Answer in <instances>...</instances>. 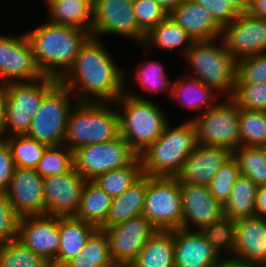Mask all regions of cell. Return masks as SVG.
I'll list each match as a JSON object with an SVG mask.
<instances>
[{"label":"cell","instance_id":"cell-56","mask_svg":"<svg viewBox=\"0 0 266 267\" xmlns=\"http://www.w3.org/2000/svg\"><path fill=\"white\" fill-rule=\"evenodd\" d=\"M210 267H218V264H214V265H212V266H210Z\"/></svg>","mask_w":266,"mask_h":267},{"label":"cell","instance_id":"cell-10","mask_svg":"<svg viewBox=\"0 0 266 267\" xmlns=\"http://www.w3.org/2000/svg\"><path fill=\"white\" fill-rule=\"evenodd\" d=\"M138 155L120 135L100 144L80 147L73 151V167L87 181H94L105 172L130 165Z\"/></svg>","mask_w":266,"mask_h":267},{"label":"cell","instance_id":"cell-50","mask_svg":"<svg viewBox=\"0 0 266 267\" xmlns=\"http://www.w3.org/2000/svg\"><path fill=\"white\" fill-rule=\"evenodd\" d=\"M157 4H159L167 13L168 15L178 7L183 0H153Z\"/></svg>","mask_w":266,"mask_h":267},{"label":"cell","instance_id":"cell-21","mask_svg":"<svg viewBox=\"0 0 266 267\" xmlns=\"http://www.w3.org/2000/svg\"><path fill=\"white\" fill-rule=\"evenodd\" d=\"M5 194L21 217L45 215L43 178L35 169L16 167Z\"/></svg>","mask_w":266,"mask_h":267},{"label":"cell","instance_id":"cell-6","mask_svg":"<svg viewBox=\"0 0 266 267\" xmlns=\"http://www.w3.org/2000/svg\"><path fill=\"white\" fill-rule=\"evenodd\" d=\"M212 41H197L188 49L185 56L194 68V77L217 92L233 97L237 79V61L226 50L222 40L221 46L212 45Z\"/></svg>","mask_w":266,"mask_h":267},{"label":"cell","instance_id":"cell-9","mask_svg":"<svg viewBox=\"0 0 266 267\" xmlns=\"http://www.w3.org/2000/svg\"><path fill=\"white\" fill-rule=\"evenodd\" d=\"M40 84L31 82H13L7 84L8 100L6 116L1 128L2 135L9 127L10 137L26 135L32 119L40 108L43 97L59 82V80L44 76ZM30 83V84H29Z\"/></svg>","mask_w":266,"mask_h":267},{"label":"cell","instance_id":"cell-18","mask_svg":"<svg viewBox=\"0 0 266 267\" xmlns=\"http://www.w3.org/2000/svg\"><path fill=\"white\" fill-rule=\"evenodd\" d=\"M226 50L238 62L241 59L266 52V19L247 12L222 28ZM241 56V57H239Z\"/></svg>","mask_w":266,"mask_h":267},{"label":"cell","instance_id":"cell-3","mask_svg":"<svg viewBox=\"0 0 266 267\" xmlns=\"http://www.w3.org/2000/svg\"><path fill=\"white\" fill-rule=\"evenodd\" d=\"M166 124L161 136L139 155L143 175L176 177L187 157L198 144L192 120L170 129Z\"/></svg>","mask_w":266,"mask_h":267},{"label":"cell","instance_id":"cell-51","mask_svg":"<svg viewBox=\"0 0 266 267\" xmlns=\"http://www.w3.org/2000/svg\"><path fill=\"white\" fill-rule=\"evenodd\" d=\"M230 3L239 13L247 11L250 0H225Z\"/></svg>","mask_w":266,"mask_h":267},{"label":"cell","instance_id":"cell-29","mask_svg":"<svg viewBox=\"0 0 266 267\" xmlns=\"http://www.w3.org/2000/svg\"><path fill=\"white\" fill-rule=\"evenodd\" d=\"M112 200L97 183L87 181L74 217L99 228L107 218Z\"/></svg>","mask_w":266,"mask_h":267},{"label":"cell","instance_id":"cell-28","mask_svg":"<svg viewBox=\"0 0 266 267\" xmlns=\"http://www.w3.org/2000/svg\"><path fill=\"white\" fill-rule=\"evenodd\" d=\"M51 23L73 26L91 33L93 0H58L49 6Z\"/></svg>","mask_w":266,"mask_h":267},{"label":"cell","instance_id":"cell-24","mask_svg":"<svg viewBox=\"0 0 266 267\" xmlns=\"http://www.w3.org/2000/svg\"><path fill=\"white\" fill-rule=\"evenodd\" d=\"M98 228L74 216L59 217L60 247L51 267H63L81 254L84 245Z\"/></svg>","mask_w":266,"mask_h":267},{"label":"cell","instance_id":"cell-43","mask_svg":"<svg viewBox=\"0 0 266 267\" xmlns=\"http://www.w3.org/2000/svg\"><path fill=\"white\" fill-rule=\"evenodd\" d=\"M266 82V53H260L237 62L236 83Z\"/></svg>","mask_w":266,"mask_h":267},{"label":"cell","instance_id":"cell-22","mask_svg":"<svg viewBox=\"0 0 266 267\" xmlns=\"http://www.w3.org/2000/svg\"><path fill=\"white\" fill-rule=\"evenodd\" d=\"M233 157L225 147L197 144L176 176L180 183L208 186L217 171Z\"/></svg>","mask_w":266,"mask_h":267},{"label":"cell","instance_id":"cell-8","mask_svg":"<svg viewBox=\"0 0 266 267\" xmlns=\"http://www.w3.org/2000/svg\"><path fill=\"white\" fill-rule=\"evenodd\" d=\"M70 90L58 82L42 99L26 136L47 146H62L72 109Z\"/></svg>","mask_w":266,"mask_h":267},{"label":"cell","instance_id":"cell-48","mask_svg":"<svg viewBox=\"0 0 266 267\" xmlns=\"http://www.w3.org/2000/svg\"><path fill=\"white\" fill-rule=\"evenodd\" d=\"M246 12L254 17L266 19V0H250Z\"/></svg>","mask_w":266,"mask_h":267},{"label":"cell","instance_id":"cell-35","mask_svg":"<svg viewBox=\"0 0 266 267\" xmlns=\"http://www.w3.org/2000/svg\"><path fill=\"white\" fill-rule=\"evenodd\" d=\"M241 146L266 147V111L239 108Z\"/></svg>","mask_w":266,"mask_h":267},{"label":"cell","instance_id":"cell-5","mask_svg":"<svg viewBox=\"0 0 266 267\" xmlns=\"http://www.w3.org/2000/svg\"><path fill=\"white\" fill-rule=\"evenodd\" d=\"M122 103L119 115L120 135L139 156L163 133L168 122L161 109L153 102L126 91L116 102Z\"/></svg>","mask_w":266,"mask_h":267},{"label":"cell","instance_id":"cell-7","mask_svg":"<svg viewBox=\"0 0 266 267\" xmlns=\"http://www.w3.org/2000/svg\"><path fill=\"white\" fill-rule=\"evenodd\" d=\"M142 215L162 231L182 228V198L176 177L147 176Z\"/></svg>","mask_w":266,"mask_h":267},{"label":"cell","instance_id":"cell-39","mask_svg":"<svg viewBox=\"0 0 266 267\" xmlns=\"http://www.w3.org/2000/svg\"><path fill=\"white\" fill-rule=\"evenodd\" d=\"M241 176L239 164L232 157L224 166H222L213 179L210 181L208 188L211 195L221 204L229 198L231 190L236 180Z\"/></svg>","mask_w":266,"mask_h":267},{"label":"cell","instance_id":"cell-55","mask_svg":"<svg viewBox=\"0 0 266 267\" xmlns=\"http://www.w3.org/2000/svg\"><path fill=\"white\" fill-rule=\"evenodd\" d=\"M1 136H2V130L0 128V141H2Z\"/></svg>","mask_w":266,"mask_h":267},{"label":"cell","instance_id":"cell-16","mask_svg":"<svg viewBox=\"0 0 266 267\" xmlns=\"http://www.w3.org/2000/svg\"><path fill=\"white\" fill-rule=\"evenodd\" d=\"M43 77L26 33L14 38L0 35V82L9 84L17 78L38 82Z\"/></svg>","mask_w":266,"mask_h":267},{"label":"cell","instance_id":"cell-52","mask_svg":"<svg viewBox=\"0 0 266 267\" xmlns=\"http://www.w3.org/2000/svg\"><path fill=\"white\" fill-rule=\"evenodd\" d=\"M218 267H253V266H249L244 263H240L228 258L227 259L225 258L223 260L222 258V260L218 263Z\"/></svg>","mask_w":266,"mask_h":267},{"label":"cell","instance_id":"cell-25","mask_svg":"<svg viewBox=\"0 0 266 267\" xmlns=\"http://www.w3.org/2000/svg\"><path fill=\"white\" fill-rule=\"evenodd\" d=\"M147 186V176L143 175L120 196L114 197L107 218L98 228L108 230L124 221L142 215Z\"/></svg>","mask_w":266,"mask_h":267},{"label":"cell","instance_id":"cell-2","mask_svg":"<svg viewBox=\"0 0 266 267\" xmlns=\"http://www.w3.org/2000/svg\"><path fill=\"white\" fill-rule=\"evenodd\" d=\"M26 36L41 73L60 80L72 67L91 33L73 26L47 22L26 33Z\"/></svg>","mask_w":266,"mask_h":267},{"label":"cell","instance_id":"cell-33","mask_svg":"<svg viewBox=\"0 0 266 267\" xmlns=\"http://www.w3.org/2000/svg\"><path fill=\"white\" fill-rule=\"evenodd\" d=\"M143 176L139 156L128 166L99 175L97 183L110 197L120 196Z\"/></svg>","mask_w":266,"mask_h":267},{"label":"cell","instance_id":"cell-49","mask_svg":"<svg viewBox=\"0 0 266 267\" xmlns=\"http://www.w3.org/2000/svg\"><path fill=\"white\" fill-rule=\"evenodd\" d=\"M8 100L7 84H0V128H2L5 116H6V105Z\"/></svg>","mask_w":266,"mask_h":267},{"label":"cell","instance_id":"cell-20","mask_svg":"<svg viewBox=\"0 0 266 267\" xmlns=\"http://www.w3.org/2000/svg\"><path fill=\"white\" fill-rule=\"evenodd\" d=\"M18 239L52 264L60 247L59 217L47 214L21 217Z\"/></svg>","mask_w":266,"mask_h":267},{"label":"cell","instance_id":"cell-38","mask_svg":"<svg viewBox=\"0 0 266 267\" xmlns=\"http://www.w3.org/2000/svg\"><path fill=\"white\" fill-rule=\"evenodd\" d=\"M60 145L47 146L37 167V174L43 179L50 176L61 175L73 167V152L67 147L61 151Z\"/></svg>","mask_w":266,"mask_h":267},{"label":"cell","instance_id":"cell-19","mask_svg":"<svg viewBox=\"0 0 266 267\" xmlns=\"http://www.w3.org/2000/svg\"><path fill=\"white\" fill-rule=\"evenodd\" d=\"M86 182L74 167L64 174L44 178L45 215L74 216Z\"/></svg>","mask_w":266,"mask_h":267},{"label":"cell","instance_id":"cell-1","mask_svg":"<svg viewBox=\"0 0 266 267\" xmlns=\"http://www.w3.org/2000/svg\"><path fill=\"white\" fill-rule=\"evenodd\" d=\"M98 39L90 37L86 41L76 56L72 67L59 80L70 91H73L74 88L80 90V92L83 91L78 102L109 103L110 101H116L125 93L123 89L125 75L114 64L112 57L106 52L105 47ZM89 95L96 97V101L91 100V97L88 98Z\"/></svg>","mask_w":266,"mask_h":267},{"label":"cell","instance_id":"cell-34","mask_svg":"<svg viewBox=\"0 0 266 267\" xmlns=\"http://www.w3.org/2000/svg\"><path fill=\"white\" fill-rule=\"evenodd\" d=\"M241 175L257 186L266 185V147L241 146L233 152Z\"/></svg>","mask_w":266,"mask_h":267},{"label":"cell","instance_id":"cell-27","mask_svg":"<svg viewBox=\"0 0 266 267\" xmlns=\"http://www.w3.org/2000/svg\"><path fill=\"white\" fill-rule=\"evenodd\" d=\"M258 186L241 175L235 182L229 198L223 204V216L227 226L236 220L255 217V198Z\"/></svg>","mask_w":266,"mask_h":267},{"label":"cell","instance_id":"cell-46","mask_svg":"<svg viewBox=\"0 0 266 267\" xmlns=\"http://www.w3.org/2000/svg\"><path fill=\"white\" fill-rule=\"evenodd\" d=\"M15 168L10 148L4 139L0 141V193L6 192Z\"/></svg>","mask_w":266,"mask_h":267},{"label":"cell","instance_id":"cell-36","mask_svg":"<svg viewBox=\"0 0 266 267\" xmlns=\"http://www.w3.org/2000/svg\"><path fill=\"white\" fill-rule=\"evenodd\" d=\"M10 148L15 167L35 169L40 161L46 144L26 135L11 136L5 140Z\"/></svg>","mask_w":266,"mask_h":267},{"label":"cell","instance_id":"cell-17","mask_svg":"<svg viewBox=\"0 0 266 267\" xmlns=\"http://www.w3.org/2000/svg\"><path fill=\"white\" fill-rule=\"evenodd\" d=\"M132 6L133 0H93L91 37L116 33L143 43L146 34L139 28Z\"/></svg>","mask_w":266,"mask_h":267},{"label":"cell","instance_id":"cell-42","mask_svg":"<svg viewBox=\"0 0 266 267\" xmlns=\"http://www.w3.org/2000/svg\"><path fill=\"white\" fill-rule=\"evenodd\" d=\"M132 8L138 26L145 34L168 16V13L153 0H133Z\"/></svg>","mask_w":266,"mask_h":267},{"label":"cell","instance_id":"cell-31","mask_svg":"<svg viewBox=\"0 0 266 267\" xmlns=\"http://www.w3.org/2000/svg\"><path fill=\"white\" fill-rule=\"evenodd\" d=\"M109 253V243L104 231L97 229L87 240L81 254L63 267H115Z\"/></svg>","mask_w":266,"mask_h":267},{"label":"cell","instance_id":"cell-15","mask_svg":"<svg viewBox=\"0 0 266 267\" xmlns=\"http://www.w3.org/2000/svg\"><path fill=\"white\" fill-rule=\"evenodd\" d=\"M157 231L158 229L144 215L130 218L105 230L112 261L115 265L129 266Z\"/></svg>","mask_w":266,"mask_h":267},{"label":"cell","instance_id":"cell-23","mask_svg":"<svg viewBox=\"0 0 266 267\" xmlns=\"http://www.w3.org/2000/svg\"><path fill=\"white\" fill-rule=\"evenodd\" d=\"M169 16L178 23L194 40H214L222 34V27L208 10L194 0H183Z\"/></svg>","mask_w":266,"mask_h":267},{"label":"cell","instance_id":"cell-47","mask_svg":"<svg viewBox=\"0 0 266 267\" xmlns=\"http://www.w3.org/2000/svg\"><path fill=\"white\" fill-rule=\"evenodd\" d=\"M255 211L257 217L266 218V185L258 186L255 198Z\"/></svg>","mask_w":266,"mask_h":267},{"label":"cell","instance_id":"cell-54","mask_svg":"<svg viewBox=\"0 0 266 267\" xmlns=\"http://www.w3.org/2000/svg\"><path fill=\"white\" fill-rule=\"evenodd\" d=\"M115 267H130L128 265H116Z\"/></svg>","mask_w":266,"mask_h":267},{"label":"cell","instance_id":"cell-37","mask_svg":"<svg viewBox=\"0 0 266 267\" xmlns=\"http://www.w3.org/2000/svg\"><path fill=\"white\" fill-rule=\"evenodd\" d=\"M0 267H51V264L15 239L0 245Z\"/></svg>","mask_w":266,"mask_h":267},{"label":"cell","instance_id":"cell-12","mask_svg":"<svg viewBox=\"0 0 266 267\" xmlns=\"http://www.w3.org/2000/svg\"><path fill=\"white\" fill-rule=\"evenodd\" d=\"M225 245L234 254L230 259L253 267H266V218L255 216L229 224Z\"/></svg>","mask_w":266,"mask_h":267},{"label":"cell","instance_id":"cell-44","mask_svg":"<svg viewBox=\"0 0 266 267\" xmlns=\"http://www.w3.org/2000/svg\"><path fill=\"white\" fill-rule=\"evenodd\" d=\"M20 219L6 194L0 193V245L18 239Z\"/></svg>","mask_w":266,"mask_h":267},{"label":"cell","instance_id":"cell-45","mask_svg":"<svg viewBox=\"0 0 266 267\" xmlns=\"http://www.w3.org/2000/svg\"><path fill=\"white\" fill-rule=\"evenodd\" d=\"M210 12L215 21L223 28L233 22L239 12L225 0H194Z\"/></svg>","mask_w":266,"mask_h":267},{"label":"cell","instance_id":"cell-26","mask_svg":"<svg viewBox=\"0 0 266 267\" xmlns=\"http://www.w3.org/2000/svg\"><path fill=\"white\" fill-rule=\"evenodd\" d=\"M129 266L175 267L174 230H158Z\"/></svg>","mask_w":266,"mask_h":267},{"label":"cell","instance_id":"cell-32","mask_svg":"<svg viewBox=\"0 0 266 267\" xmlns=\"http://www.w3.org/2000/svg\"><path fill=\"white\" fill-rule=\"evenodd\" d=\"M189 43L184 53L194 43V40L189 34L176 23L169 15L154 28H152L146 35L143 43L145 45H153L160 49H173L181 46L184 43Z\"/></svg>","mask_w":266,"mask_h":267},{"label":"cell","instance_id":"cell-14","mask_svg":"<svg viewBox=\"0 0 266 267\" xmlns=\"http://www.w3.org/2000/svg\"><path fill=\"white\" fill-rule=\"evenodd\" d=\"M180 190L183 229L189 230L192 223L199 231H227L223 204L211 195L208 186L180 183Z\"/></svg>","mask_w":266,"mask_h":267},{"label":"cell","instance_id":"cell-53","mask_svg":"<svg viewBox=\"0 0 266 267\" xmlns=\"http://www.w3.org/2000/svg\"><path fill=\"white\" fill-rule=\"evenodd\" d=\"M55 1H58V0H46V3L49 6L52 2H55Z\"/></svg>","mask_w":266,"mask_h":267},{"label":"cell","instance_id":"cell-13","mask_svg":"<svg viewBox=\"0 0 266 267\" xmlns=\"http://www.w3.org/2000/svg\"><path fill=\"white\" fill-rule=\"evenodd\" d=\"M226 232L174 230L175 267H210L222 259Z\"/></svg>","mask_w":266,"mask_h":267},{"label":"cell","instance_id":"cell-4","mask_svg":"<svg viewBox=\"0 0 266 267\" xmlns=\"http://www.w3.org/2000/svg\"><path fill=\"white\" fill-rule=\"evenodd\" d=\"M75 105L68 117L64 141V144L70 143L68 148L72 152L120 136L118 111L108 108L106 102H78Z\"/></svg>","mask_w":266,"mask_h":267},{"label":"cell","instance_id":"cell-11","mask_svg":"<svg viewBox=\"0 0 266 267\" xmlns=\"http://www.w3.org/2000/svg\"><path fill=\"white\" fill-rule=\"evenodd\" d=\"M203 111V114L192 119L197 130L198 144L225 147L232 152L241 147L239 108L232 98Z\"/></svg>","mask_w":266,"mask_h":267},{"label":"cell","instance_id":"cell-41","mask_svg":"<svg viewBox=\"0 0 266 267\" xmlns=\"http://www.w3.org/2000/svg\"><path fill=\"white\" fill-rule=\"evenodd\" d=\"M148 64L136 68V80L144 90L151 92H169L171 94L173 82L165 77L163 66L155 61H146Z\"/></svg>","mask_w":266,"mask_h":267},{"label":"cell","instance_id":"cell-40","mask_svg":"<svg viewBox=\"0 0 266 267\" xmlns=\"http://www.w3.org/2000/svg\"><path fill=\"white\" fill-rule=\"evenodd\" d=\"M232 99L238 108L266 111V82L236 83Z\"/></svg>","mask_w":266,"mask_h":267},{"label":"cell","instance_id":"cell-30","mask_svg":"<svg viewBox=\"0 0 266 267\" xmlns=\"http://www.w3.org/2000/svg\"><path fill=\"white\" fill-rule=\"evenodd\" d=\"M185 79L187 80L186 82L184 81ZM184 80L181 79L173 82L170 94L181 105L188 107V109H200V107L202 108V106L206 105V110L216 106L210 103V100L216 99V94L213 92L214 88L208 87L200 79L193 76H187ZM207 103H210V105Z\"/></svg>","mask_w":266,"mask_h":267}]
</instances>
